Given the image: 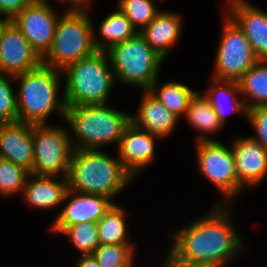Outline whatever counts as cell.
I'll list each match as a JSON object with an SVG mask.
<instances>
[{
	"instance_id": "cell-1",
	"label": "cell",
	"mask_w": 267,
	"mask_h": 267,
	"mask_svg": "<svg viewBox=\"0 0 267 267\" xmlns=\"http://www.w3.org/2000/svg\"><path fill=\"white\" fill-rule=\"evenodd\" d=\"M231 208V204L216 203L199 220L170 234V249L185 260L226 266L243 248V238L231 222Z\"/></svg>"
},
{
	"instance_id": "cell-2",
	"label": "cell",
	"mask_w": 267,
	"mask_h": 267,
	"mask_svg": "<svg viewBox=\"0 0 267 267\" xmlns=\"http://www.w3.org/2000/svg\"><path fill=\"white\" fill-rule=\"evenodd\" d=\"M61 76L62 71L43 64L14 76L15 81L19 82L16 92L18 122L47 124L46 120L51 114L65 118L64 94L59 95Z\"/></svg>"
},
{
	"instance_id": "cell-3",
	"label": "cell",
	"mask_w": 267,
	"mask_h": 267,
	"mask_svg": "<svg viewBox=\"0 0 267 267\" xmlns=\"http://www.w3.org/2000/svg\"><path fill=\"white\" fill-rule=\"evenodd\" d=\"M64 120L70 128L74 149L102 150L113 143L119 145L125 128L131 123V113L113 109L109 103L83 104L66 106Z\"/></svg>"
},
{
	"instance_id": "cell-4",
	"label": "cell",
	"mask_w": 267,
	"mask_h": 267,
	"mask_svg": "<svg viewBox=\"0 0 267 267\" xmlns=\"http://www.w3.org/2000/svg\"><path fill=\"white\" fill-rule=\"evenodd\" d=\"M67 178L69 189L103 195L112 201L133 180L118 157L100 149H74Z\"/></svg>"
},
{
	"instance_id": "cell-5",
	"label": "cell",
	"mask_w": 267,
	"mask_h": 267,
	"mask_svg": "<svg viewBox=\"0 0 267 267\" xmlns=\"http://www.w3.org/2000/svg\"><path fill=\"white\" fill-rule=\"evenodd\" d=\"M62 75L66 106L108 103L117 83L108 53L102 50L68 65Z\"/></svg>"
},
{
	"instance_id": "cell-6",
	"label": "cell",
	"mask_w": 267,
	"mask_h": 267,
	"mask_svg": "<svg viewBox=\"0 0 267 267\" xmlns=\"http://www.w3.org/2000/svg\"><path fill=\"white\" fill-rule=\"evenodd\" d=\"M60 14L51 48L42 58V64L63 71L97 49L88 10H66Z\"/></svg>"
},
{
	"instance_id": "cell-7",
	"label": "cell",
	"mask_w": 267,
	"mask_h": 267,
	"mask_svg": "<svg viewBox=\"0 0 267 267\" xmlns=\"http://www.w3.org/2000/svg\"><path fill=\"white\" fill-rule=\"evenodd\" d=\"M116 82L148 90L159 78L164 63L138 32L132 38L113 45L107 51Z\"/></svg>"
},
{
	"instance_id": "cell-8",
	"label": "cell",
	"mask_w": 267,
	"mask_h": 267,
	"mask_svg": "<svg viewBox=\"0 0 267 267\" xmlns=\"http://www.w3.org/2000/svg\"><path fill=\"white\" fill-rule=\"evenodd\" d=\"M70 131L52 124H34V164L30 173L39 176L68 177L74 151Z\"/></svg>"
},
{
	"instance_id": "cell-9",
	"label": "cell",
	"mask_w": 267,
	"mask_h": 267,
	"mask_svg": "<svg viewBox=\"0 0 267 267\" xmlns=\"http://www.w3.org/2000/svg\"><path fill=\"white\" fill-rule=\"evenodd\" d=\"M197 166L205 179L220 191L223 201L217 204H232L243 187L239 184L230 146L219 140L196 142ZM231 201V202H230Z\"/></svg>"
},
{
	"instance_id": "cell-10",
	"label": "cell",
	"mask_w": 267,
	"mask_h": 267,
	"mask_svg": "<svg viewBox=\"0 0 267 267\" xmlns=\"http://www.w3.org/2000/svg\"><path fill=\"white\" fill-rule=\"evenodd\" d=\"M222 22L223 29L212 78L238 81L259 59L244 32L225 12Z\"/></svg>"
},
{
	"instance_id": "cell-11",
	"label": "cell",
	"mask_w": 267,
	"mask_h": 267,
	"mask_svg": "<svg viewBox=\"0 0 267 267\" xmlns=\"http://www.w3.org/2000/svg\"><path fill=\"white\" fill-rule=\"evenodd\" d=\"M54 9L49 0H33L12 20L41 58L51 48L55 35L60 15Z\"/></svg>"
},
{
	"instance_id": "cell-12",
	"label": "cell",
	"mask_w": 267,
	"mask_h": 267,
	"mask_svg": "<svg viewBox=\"0 0 267 267\" xmlns=\"http://www.w3.org/2000/svg\"><path fill=\"white\" fill-rule=\"evenodd\" d=\"M64 202L66 204L50 226L56 234H61L67 227L78 223H98L115 203L103 195L80 193L71 189L67 190Z\"/></svg>"
},
{
	"instance_id": "cell-13",
	"label": "cell",
	"mask_w": 267,
	"mask_h": 267,
	"mask_svg": "<svg viewBox=\"0 0 267 267\" xmlns=\"http://www.w3.org/2000/svg\"><path fill=\"white\" fill-rule=\"evenodd\" d=\"M41 64L42 58L15 23L9 21L0 36V73L16 76Z\"/></svg>"
},
{
	"instance_id": "cell-14",
	"label": "cell",
	"mask_w": 267,
	"mask_h": 267,
	"mask_svg": "<svg viewBox=\"0 0 267 267\" xmlns=\"http://www.w3.org/2000/svg\"><path fill=\"white\" fill-rule=\"evenodd\" d=\"M156 138L162 139L158 135L137 128L132 122L125 128L117 148V156L133 179L156 158Z\"/></svg>"
},
{
	"instance_id": "cell-15",
	"label": "cell",
	"mask_w": 267,
	"mask_h": 267,
	"mask_svg": "<svg viewBox=\"0 0 267 267\" xmlns=\"http://www.w3.org/2000/svg\"><path fill=\"white\" fill-rule=\"evenodd\" d=\"M248 0H233L225 12L244 32L259 60H267V12Z\"/></svg>"
},
{
	"instance_id": "cell-16",
	"label": "cell",
	"mask_w": 267,
	"mask_h": 267,
	"mask_svg": "<svg viewBox=\"0 0 267 267\" xmlns=\"http://www.w3.org/2000/svg\"><path fill=\"white\" fill-rule=\"evenodd\" d=\"M232 142L239 184L243 188L258 186L267 177V151L250 136H238Z\"/></svg>"
},
{
	"instance_id": "cell-17",
	"label": "cell",
	"mask_w": 267,
	"mask_h": 267,
	"mask_svg": "<svg viewBox=\"0 0 267 267\" xmlns=\"http://www.w3.org/2000/svg\"><path fill=\"white\" fill-rule=\"evenodd\" d=\"M33 125L23 122L0 124V158L23 166L34 164Z\"/></svg>"
},
{
	"instance_id": "cell-18",
	"label": "cell",
	"mask_w": 267,
	"mask_h": 267,
	"mask_svg": "<svg viewBox=\"0 0 267 267\" xmlns=\"http://www.w3.org/2000/svg\"><path fill=\"white\" fill-rule=\"evenodd\" d=\"M140 104L136 113H131V122L139 129L148 131L159 137L170 136L180 121L148 90L142 91Z\"/></svg>"
},
{
	"instance_id": "cell-19",
	"label": "cell",
	"mask_w": 267,
	"mask_h": 267,
	"mask_svg": "<svg viewBox=\"0 0 267 267\" xmlns=\"http://www.w3.org/2000/svg\"><path fill=\"white\" fill-rule=\"evenodd\" d=\"M69 189L67 177L39 176L30 173L21 196L25 204L39 209H54L64 203Z\"/></svg>"
},
{
	"instance_id": "cell-20",
	"label": "cell",
	"mask_w": 267,
	"mask_h": 267,
	"mask_svg": "<svg viewBox=\"0 0 267 267\" xmlns=\"http://www.w3.org/2000/svg\"><path fill=\"white\" fill-rule=\"evenodd\" d=\"M182 17L172 11H160L139 33L150 47L164 59L177 44L183 32Z\"/></svg>"
},
{
	"instance_id": "cell-21",
	"label": "cell",
	"mask_w": 267,
	"mask_h": 267,
	"mask_svg": "<svg viewBox=\"0 0 267 267\" xmlns=\"http://www.w3.org/2000/svg\"><path fill=\"white\" fill-rule=\"evenodd\" d=\"M201 92L209 100L222 125L226 124L227 116L232 113H240L246 119L247 108L243 99H240L241 93L237 81L211 78L208 90H201Z\"/></svg>"
},
{
	"instance_id": "cell-22",
	"label": "cell",
	"mask_w": 267,
	"mask_h": 267,
	"mask_svg": "<svg viewBox=\"0 0 267 267\" xmlns=\"http://www.w3.org/2000/svg\"><path fill=\"white\" fill-rule=\"evenodd\" d=\"M101 21L97 29L99 31H95L93 23V41L97 50L107 51L113 45L124 42L138 33L118 7Z\"/></svg>"
},
{
	"instance_id": "cell-23",
	"label": "cell",
	"mask_w": 267,
	"mask_h": 267,
	"mask_svg": "<svg viewBox=\"0 0 267 267\" xmlns=\"http://www.w3.org/2000/svg\"><path fill=\"white\" fill-rule=\"evenodd\" d=\"M184 117L192 128L198 130L199 133L201 132L195 139L196 142L217 140L206 134L219 132L224 127L218 119L213 107L210 105L209 100L202 92L200 93L197 91L192 97Z\"/></svg>"
},
{
	"instance_id": "cell-24",
	"label": "cell",
	"mask_w": 267,
	"mask_h": 267,
	"mask_svg": "<svg viewBox=\"0 0 267 267\" xmlns=\"http://www.w3.org/2000/svg\"><path fill=\"white\" fill-rule=\"evenodd\" d=\"M237 82L247 109L267 106V60H258Z\"/></svg>"
},
{
	"instance_id": "cell-25",
	"label": "cell",
	"mask_w": 267,
	"mask_h": 267,
	"mask_svg": "<svg viewBox=\"0 0 267 267\" xmlns=\"http://www.w3.org/2000/svg\"><path fill=\"white\" fill-rule=\"evenodd\" d=\"M159 78L151 85L148 91L179 119L185 116L190 100L197 91L192 90L186 84L167 81L159 85Z\"/></svg>"
},
{
	"instance_id": "cell-26",
	"label": "cell",
	"mask_w": 267,
	"mask_h": 267,
	"mask_svg": "<svg viewBox=\"0 0 267 267\" xmlns=\"http://www.w3.org/2000/svg\"><path fill=\"white\" fill-rule=\"evenodd\" d=\"M125 208L114 203L97 223L100 244H132L129 240Z\"/></svg>"
},
{
	"instance_id": "cell-27",
	"label": "cell",
	"mask_w": 267,
	"mask_h": 267,
	"mask_svg": "<svg viewBox=\"0 0 267 267\" xmlns=\"http://www.w3.org/2000/svg\"><path fill=\"white\" fill-rule=\"evenodd\" d=\"M135 244H100L93 256L101 267H134Z\"/></svg>"
},
{
	"instance_id": "cell-28",
	"label": "cell",
	"mask_w": 267,
	"mask_h": 267,
	"mask_svg": "<svg viewBox=\"0 0 267 267\" xmlns=\"http://www.w3.org/2000/svg\"><path fill=\"white\" fill-rule=\"evenodd\" d=\"M117 4L137 32L144 29L160 12L155 0H119Z\"/></svg>"
},
{
	"instance_id": "cell-29",
	"label": "cell",
	"mask_w": 267,
	"mask_h": 267,
	"mask_svg": "<svg viewBox=\"0 0 267 267\" xmlns=\"http://www.w3.org/2000/svg\"><path fill=\"white\" fill-rule=\"evenodd\" d=\"M61 234L66 235L81 255H93L100 245L97 223H78L67 227Z\"/></svg>"
},
{
	"instance_id": "cell-30",
	"label": "cell",
	"mask_w": 267,
	"mask_h": 267,
	"mask_svg": "<svg viewBox=\"0 0 267 267\" xmlns=\"http://www.w3.org/2000/svg\"><path fill=\"white\" fill-rule=\"evenodd\" d=\"M30 171L23 166L0 158V195L12 196L22 193Z\"/></svg>"
},
{
	"instance_id": "cell-31",
	"label": "cell",
	"mask_w": 267,
	"mask_h": 267,
	"mask_svg": "<svg viewBox=\"0 0 267 267\" xmlns=\"http://www.w3.org/2000/svg\"><path fill=\"white\" fill-rule=\"evenodd\" d=\"M14 76L0 73V124L18 122Z\"/></svg>"
},
{
	"instance_id": "cell-32",
	"label": "cell",
	"mask_w": 267,
	"mask_h": 267,
	"mask_svg": "<svg viewBox=\"0 0 267 267\" xmlns=\"http://www.w3.org/2000/svg\"><path fill=\"white\" fill-rule=\"evenodd\" d=\"M246 120L254 128V135L250 136L258 141L267 151V106H255L247 109Z\"/></svg>"
},
{
	"instance_id": "cell-33",
	"label": "cell",
	"mask_w": 267,
	"mask_h": 267,
	"mask_svg": "<svg viewBox=\"0 0 267 267\" xmlns=\"http://www.w3.org/2000/svg\"><path fill=\"white\" fill-rule=\"evenodd\" d=\"M33 0H0V15L13 20Z\"/></svg>"
},
{
	"instance_id": "cell-34",
	"label": "cell",
	"mask_w": 267,
	"mask_h": 267,
	"mask_svg": "<svg viewBox=\"0 0 267 267\" xmlns=\"http://www.w3.org/2000/svg\"><path fill=\"white\" fill-rule=\"evenodd\" d=\"M159 267H215V266L204 262L185 260L177 256L170 249L167 254V257L165 258V260H163V263Z\"/></svg>"
},
{
	"instance_id": "cell-35",
	"label": "cell",
	"mask_w": 267,
	"mask_h": 267,
	"mask_svg": "<svg viewBox=\"0 0 267 267\" xmlns=\"http://www.w3.org/2000/svg\"><path fill=\"white\" fill-rule=\"evenodd\" d=\"M51 1V0H50ZM61 3H67L70 5L67 10H89L92 0H56Z\"/></svg>"
},
{
	"instance_id": "cell-36",
	"label": "cell",
	"mask_w": 267,
	"mask_h": 267,
	"mask_svg": "<svg viewBox=\"0 0 267 267\" xmlns=\"http://www.w3.org/2000/svg\"><path fill=\"white\" fill-rule=\"evenodd\" d=\"M75 267H101L93 255H81Z\"/></svg>"
},
{
	"instance_id": "cell-37",
	"label": "cell",
	"mask_w": 267,
	"mask_h": 267,
	"mask_svg": "<svg viewBox=\"0 0 267 267\" xmlns=\"http://www.w3.org/2000/svg\"><path fill=\"white\" fill-rule=\"evenodd\" d=\"M1 16L0 15V36L2 33V30L4 29V27L6 26V24L10 21L8 18Z\"/></svg>"
}]
</instances>
